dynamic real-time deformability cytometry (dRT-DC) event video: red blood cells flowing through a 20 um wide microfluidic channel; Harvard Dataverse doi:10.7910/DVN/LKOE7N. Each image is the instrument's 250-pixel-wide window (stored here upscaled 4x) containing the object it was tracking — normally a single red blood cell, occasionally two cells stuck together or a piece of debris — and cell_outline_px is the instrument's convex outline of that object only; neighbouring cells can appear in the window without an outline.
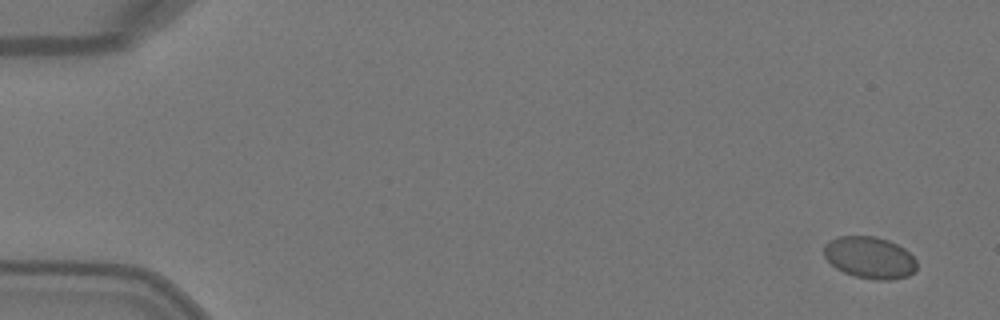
{"species": "Egyptian fruit bat (a non-hibernating species)", "species_latin": "Rousettus aegyptiacus", "temperature_condition": "warm", "stored_images_in_passage": 3, "camera_frame_rate_fps": 3000, "um_per_image_px": 0.085, "animal": {"sex": "female"}, "frame": {"image": 1, "passage_image": 1, "time_ms": 0.0, "image_size_px": [1000, 320], "cell_outline_px": [[916, 268], [908, 276], [888, 280], [872, 280], [856, 276], [844, 272], [836, 268], [824, 256], [824, 244], [840, 236], [876, 236], [888, 240], [904, 248], [916, 260]], "centroid_in_image_um": [73.92, 21.89], "position_along_channel_um": 11.1, "area_um2": 22.48}}